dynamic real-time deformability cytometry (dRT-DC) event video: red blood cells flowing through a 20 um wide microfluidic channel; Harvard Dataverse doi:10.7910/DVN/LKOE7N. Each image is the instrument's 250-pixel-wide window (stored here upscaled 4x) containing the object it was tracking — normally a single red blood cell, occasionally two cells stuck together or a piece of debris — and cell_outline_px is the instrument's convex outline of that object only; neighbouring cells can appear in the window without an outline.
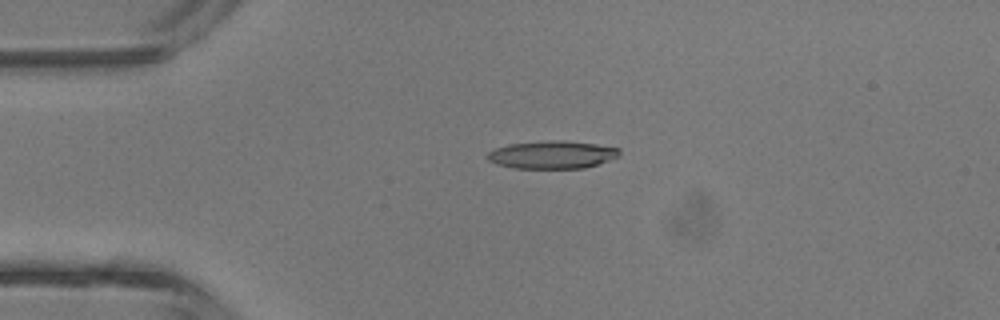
{"species": "common noctule bat (a hibernating species)", "species_latin": "Nyctalus noctula", "temperature_condition": "room temperature", "stored_images_in_passage": 2, "camera_frame_rate_fps": 3000, "um_per_image_px": 0.085, "animal": {"sex": "male", "body_mass_g": 13.3}, "frame": {"image": 1, "passage_image": 1, "time_ms": 0.0, "image_size_px": [1000, 320], "cell_outline_px": [[620, 156], [584, 168], [512, 168], [496, 164], [488, 160], [488, 152], [496, 148], [508, 144], [556, 140], [564, 140], [596, 144], [620, 148]], "centroid_in_image_um": [46.94, 13.15], "position_along_channel_um": 38.1, "area_um2": 21.27}}